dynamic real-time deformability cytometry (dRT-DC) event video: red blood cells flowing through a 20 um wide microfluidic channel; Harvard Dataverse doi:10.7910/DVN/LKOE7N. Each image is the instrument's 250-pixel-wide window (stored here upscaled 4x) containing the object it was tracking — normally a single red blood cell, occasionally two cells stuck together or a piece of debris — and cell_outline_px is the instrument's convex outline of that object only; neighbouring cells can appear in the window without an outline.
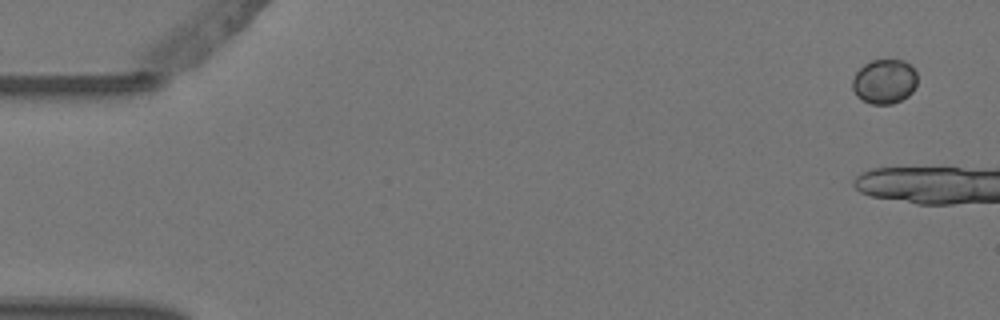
{"species": "Egyptian fruit bat (a non-hibernating species)", "species_latin": "Rousettus aegyptiacus", "temperature_condition": "warm", "stored_images_in_passage": 7, "camera_frame_rate_fps": 3000, "um_per_image_px": 0.085, "animal": {"sex": "female"}, "frame": {"image": 1, "passage_image": 1, "time_ms": 0.0, "image_size_px": [1000, 320], "cell_outline_px": [[916, 84], [912, 92], [908, 96], [892, 104], [872, 104], [856, 96], [852, 88], [852, 80], [856, 72], [864, 64], [872, 60], [904, 60], [912, 64], [916, 72]], "centroid_in_image_um": [75.18, 6.91], "position_along_channel_um": 9.8, "area_um2": 16.94}}